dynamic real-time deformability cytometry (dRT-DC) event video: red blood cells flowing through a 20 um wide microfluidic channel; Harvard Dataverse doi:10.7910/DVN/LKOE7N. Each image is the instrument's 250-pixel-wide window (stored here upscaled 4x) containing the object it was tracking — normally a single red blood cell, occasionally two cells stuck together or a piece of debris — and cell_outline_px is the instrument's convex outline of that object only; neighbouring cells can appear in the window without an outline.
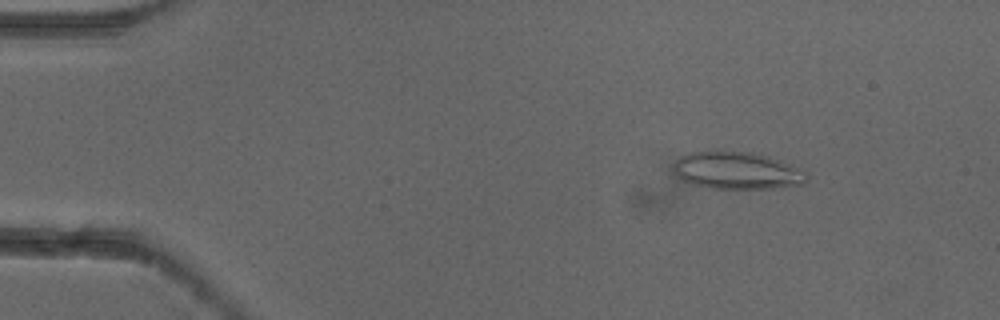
{"species": "common noctule bat (a hibernating species)", "species_latin": "Nyctalus noctula", "temperature_condition": "cold", "stored_images_in_passage": 7, "camera_frame_rate_fps": 3000, "um_per_image_px": 0.085, "animal": {"sex": "female"}, "frame": {"image": 1, "passage_image": 2, "time_ms": 0.333, "image_size_px": [1000, 320], "cell_outline_px": [[808, 176], [804, 184], [772, 188], [712, 188], [692, 184], [680, 180], [676, 172], [676, 160], [680, 156], [688, 152], [704, 148], [716, 148], [752, 152], [768, 156], [780, 160], [804, 172]], "centroid_in_image_um": [62.57, 14.44], "position_along_channel_um": 22.4, "area_um2": 29.48}}
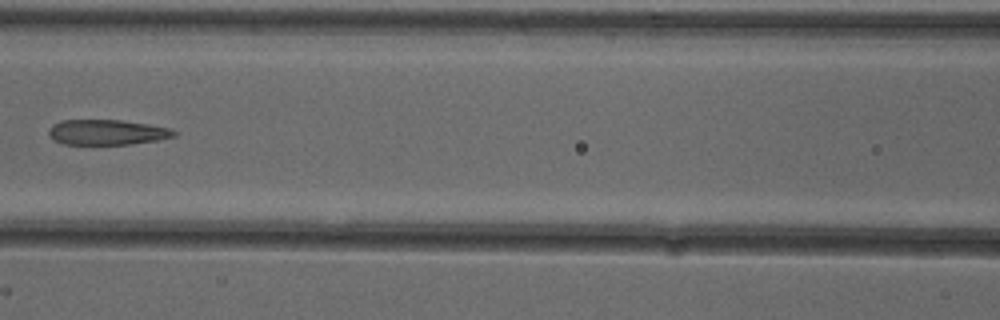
{"frame": {"image": 2, "passage_image": 7, "time_ms": 2.0, "image_size_px": [1000, 320], "cell_outline_px": [[176, 136], [156, 140], [132, 144], [64, 144], [52, 140], [48, 136], [48, 128], [52, 124], [60, 120], [120, 120], [148, 124], [172, 128], [176, 132]], "centroid_in_image_um": [9.05, 11.24], "position_along_channel_um": 157.5, "area_um2": 18.61}}